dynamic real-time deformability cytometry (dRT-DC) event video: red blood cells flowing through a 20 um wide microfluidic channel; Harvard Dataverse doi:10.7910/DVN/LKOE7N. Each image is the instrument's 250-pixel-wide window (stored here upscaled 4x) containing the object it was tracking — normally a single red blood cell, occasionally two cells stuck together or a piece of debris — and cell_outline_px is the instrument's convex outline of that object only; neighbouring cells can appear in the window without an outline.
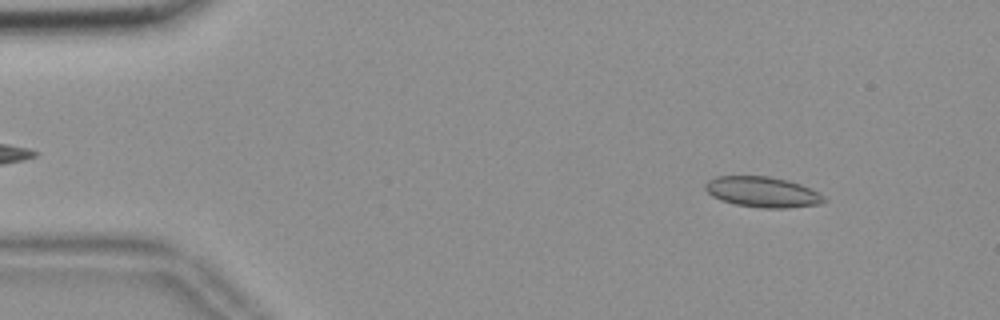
{"species": "common noctule bat (a hibernating species)", "species_latin": "Nyctalus noctula", "temperature_condition": "room temperature", "stored_images_in_passage": 55, "camera_frame_rate_fps": 3000, "um_per_image_px": 0.085, "animal": {"sex": "female", "body_mass_g": 18.4}, "frame": {"image": 1, "passage_image": 6, "time_ms": 1.667, "image_size_px": [1000, 320], "cell_outline_px": [[828, 200], [820, 204], [788, 208], [764, 208], [736, 204], [720, 200], [712, 196], [704, 188], [704, 184], [708, 180], [716, 176], [768, 176], [788, 180], [800, 184], [824, 196]], "centroid_in_image_um": [64.79, 16.32], "position_along_channel_um": 20.2, "area_um2": 21.1}}
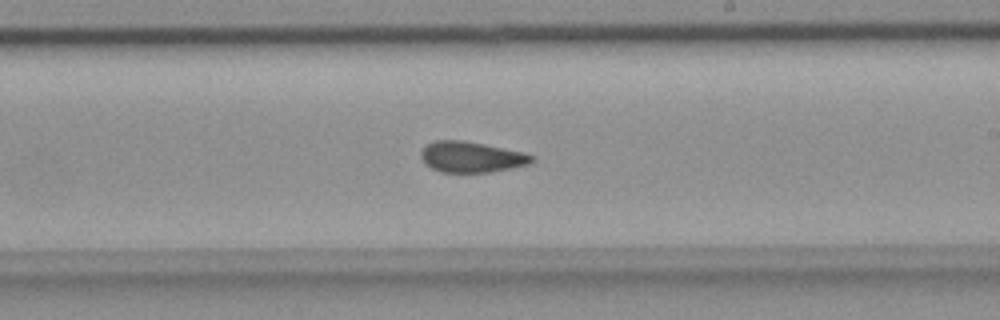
{"frame": {"image": 2, "passage_image": 32, "time_ms": 10.333, "image_size_px": [1000, 320], "cell_outline_px": [[536, 156], [528, 164], [488, 172], [440, 172], [424, 164], [420, 156], [420, 152], [428, 144], [436, 140], [464, 140], [524, 152]], "centroid_in_image_um": [40.03, 13.33], "position_along_channel_um": 249.0, "area_um2": 19.77}}
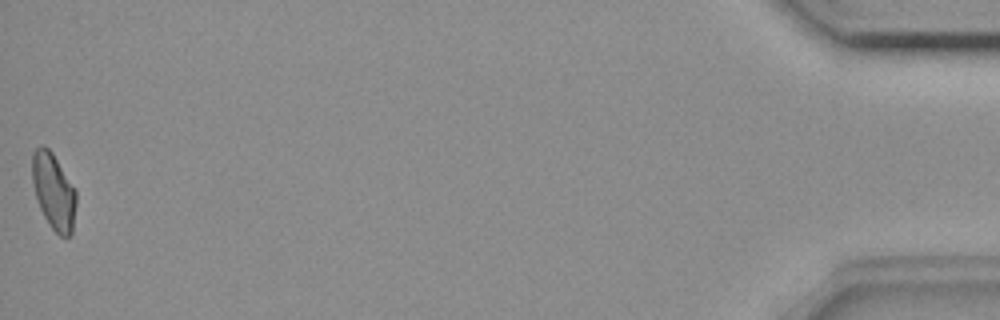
{"frame": {"image": 3, "passage_image": 55, "time_ms": 18.0, "image_size_px": [1000, 320], "cell_outline_px": [[76, 204], [72, 232], [68, 236], [60, 236], [52, 228], [44, 216], [40, 208], [36, 196], [32, 180], [32, 152], [40, 144], [44, 144], [52, 152], [76, 192]], "centroid_in_image_um": [4.54, 16.24], "position_along_channel_um": 430.7, "area_um2": 19.25}, "authors_computed_cell_mechanics": {"area_um2": 20.1722, "velocity_mm_per_s": 3.6379, "shape_relaxation_time_tau1_ms": null, "shape_relaxation_time_tau2_ms": 2.4487, "deformation_change_tau1": null, "deformation_change_tau2": 0.0727}}